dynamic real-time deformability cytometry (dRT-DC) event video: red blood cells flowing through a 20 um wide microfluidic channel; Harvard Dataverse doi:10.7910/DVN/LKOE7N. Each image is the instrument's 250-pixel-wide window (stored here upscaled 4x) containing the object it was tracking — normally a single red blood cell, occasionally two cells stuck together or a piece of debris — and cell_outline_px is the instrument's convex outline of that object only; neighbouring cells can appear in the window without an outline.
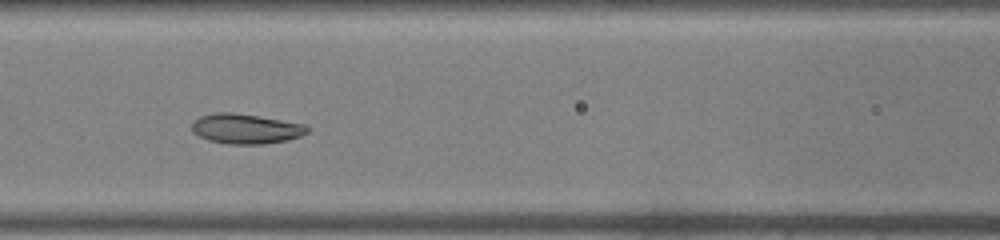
{"species": "common noctule bat (a hibernating species)", "species_latin": "Nyctalus noctula", "temperature_condition": "warm", "stored_images_in_passage": 34, "camera_frame_rate_fps": 3000, "um_per_image_px": 0.085, "animal": {"sex": "male", "body_mass_g": 19.0, "forearm_length_mm": 50.8}, "frame": {"image": 1, "passage_image": 9, "time_ms": 2.667, "image_size_px": [1000, 240], "cell_outline_px": [[312, 128], [308, 132], [300, 136], [288, 140], [264, 144], [228, 144], [208, 140], [192, 132], [192, 120], [200, 116], [216, 112], [232, 112], [304, 124]], "centroid_in_image_um": [20.88, 10.95], "position_along_channel_um": 145.7, "area_um2": 20.17}}
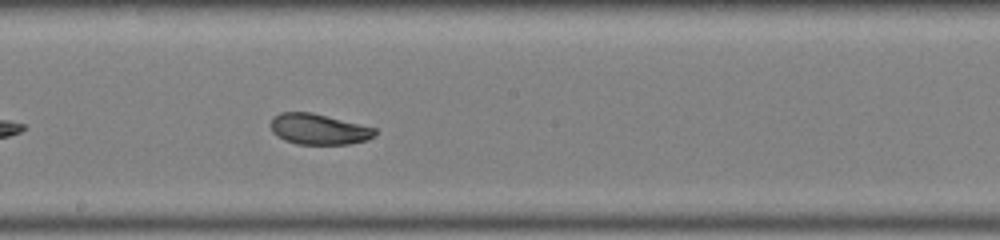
{"frame": {"image": 2, "passage_image": 14, "time_ms": 4.333, "image_size_px": [1000, 240], "cell_outline_px": [[376, 132], [368, 140], [348, 144], [296, 144], [284, 140], [276, 136], [272, 132], [272, 116], [280, 112], [312, 112], [376, 128]], "centroid_in_image_um": [27.06, 10.98], "position_along_channel_um": 221.1, "area_um2": 18.67}}
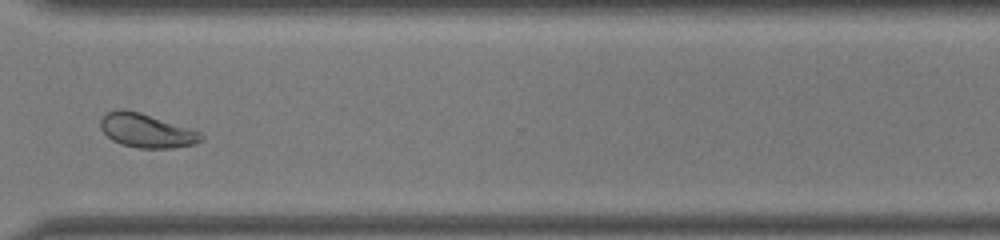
{"frame": {"image": 3, "passage_image": 23, "time_ms": 7.333, "image_size_px": [1000, 240], "cell_outline_px": [[204, 140], [192, 144], [172, 148], [136, 148], [120, 144], [112, 140], [100, 128], [100, 120], [108, 112], [116, 108], [124, 108], [140, 112], [200, 132], [204, 136]], "centroid_in_image_um": [12.42, 11.1], "position_along_channel_um": 358.2, "area_um2": 19.83}}